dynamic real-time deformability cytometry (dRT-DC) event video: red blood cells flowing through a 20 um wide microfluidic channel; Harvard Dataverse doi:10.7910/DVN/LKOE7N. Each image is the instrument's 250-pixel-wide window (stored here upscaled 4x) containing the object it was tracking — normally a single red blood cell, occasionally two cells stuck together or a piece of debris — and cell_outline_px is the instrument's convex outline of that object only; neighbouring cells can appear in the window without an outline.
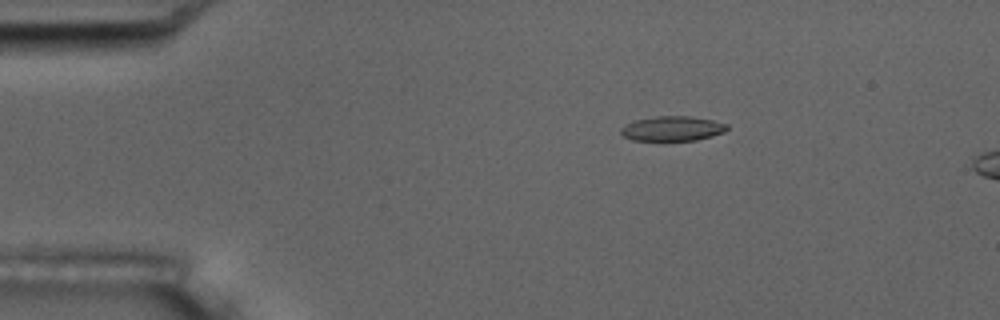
{"species": "common noctule bat (a hibernating species)", "species_latin": "Nyctalus noctula", "temperature_condition": "room temperature", "stored_images_in_passage": 5, "camera_frame_rate_fps": 3000, "um_per_image_px": 0.085, "animal": {"sex": "male", "body_mass_g": 17.5, "forearm_length_mm": 52.3}, "frame": {"image": 1, "passage_image": 3, "time_ms": 2.333, "image_size_px": [1000, 320], "cell_outline_px": [[728, 128], [724, 132], [712, 136], [696, 140], [632, 140], [624, 136], [620, 132], [620, 128], [636, 120], [656, 116], [688, 116], [712, 120], [728, 124]], "centroid_in_image_um": [57.17, 10.93], "position_along_channel_um": 27.8, "area_um2": 15.14}}